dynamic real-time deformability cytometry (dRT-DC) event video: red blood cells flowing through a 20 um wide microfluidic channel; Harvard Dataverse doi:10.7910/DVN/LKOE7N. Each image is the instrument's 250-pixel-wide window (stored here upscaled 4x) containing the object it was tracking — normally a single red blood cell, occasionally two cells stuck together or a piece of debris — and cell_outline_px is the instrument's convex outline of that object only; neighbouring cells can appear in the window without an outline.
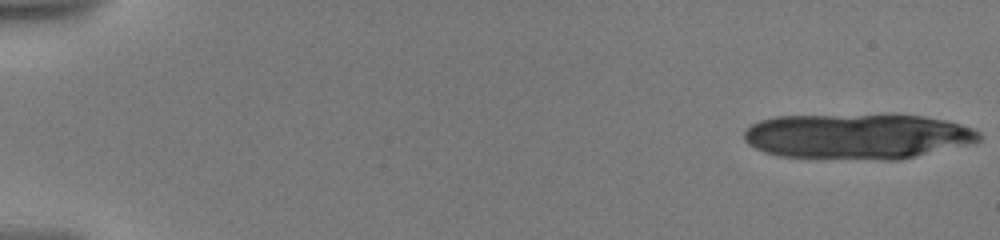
{"species": "human", "species_latin": "Homo sapiens", "temperature_condition": "warm", "stored_images_in_passage": 16, "camera_frame_rate_fps": 3000, "um_per_image_px": 0.085, "donor": {"sex": "male"}, "frame": {"image": 1, "passage_image": 1, "time_ms": 0.0, "image_size_px": [1000, 240], "cell_outline_px": [[980, 140], [972, 144], [896, 160], [880, 160], [780, 156], [764, 152], [748, 144], [744, 140], [744, 132], [752, 124], [760, 120], [776, 116], [924, 116], [944, 120], [972, 128], [980, 132]], "centroid_in_image_um": [72.88, 11.61], "position_along_channel_um": 12.1, "area_um2": 61.56}}